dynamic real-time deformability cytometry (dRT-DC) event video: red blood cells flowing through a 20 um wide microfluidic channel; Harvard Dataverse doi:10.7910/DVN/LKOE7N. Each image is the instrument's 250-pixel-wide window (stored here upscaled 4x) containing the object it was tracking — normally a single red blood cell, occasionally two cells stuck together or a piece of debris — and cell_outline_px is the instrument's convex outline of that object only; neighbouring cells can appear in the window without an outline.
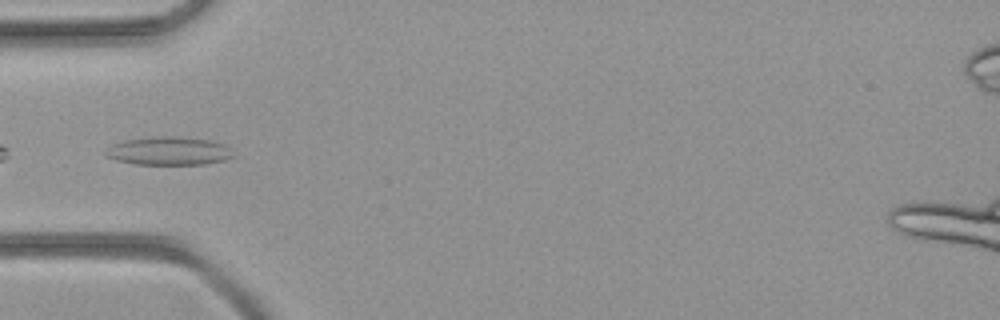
{"species": "common noctule bat (a hibernating species)", "species_latin": "Nyctalus noctula", "temperature_condition": "room temperature", "stored_images_in_passage": 35, "camera_frame_rate_fps": 3000, "um_per_image_px": 0.085, "animal": {"sex": "female", "body_mass_g": 21.9}, "frame": {"image": 1, "passage_image": 11, "time_ms": 3.333, "image_size_px": [1000, 320], "cell_outline_px": [[236, 156], [224, 160], [204, 164], [136, 164], [116, 160], [104, 156], [104, 152], [112, 144], [128, 140], [164, 136], [172, 136], [212, 140], [224, 144], [232, 148]], "centroid_in_image_um": [14.41, 12.84], "position_along_channel_um": 70.6, "area_um2": 21.04}}
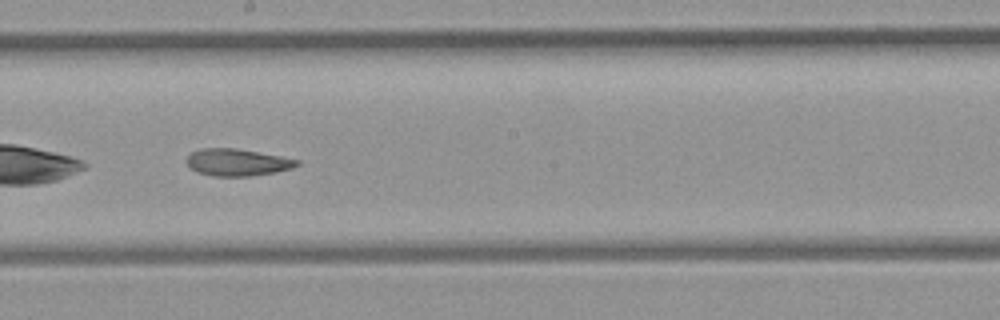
{"frame": {"image": 2, "passage_image": 21, "time_ms": 6.667, "image_size_px": [1000, 320], "cell_outline_px": [[300, 164], [292, 168], [276, 172], [252, 176], [212, 176], [196, 172], [184, 160], [192, 152], [200, 148], [236, 148], [280, 156], [300, 160]], "centroid_in_image_um": [20.16, 13.8], "position_along_channel_um": 228.0, "area_um2": 17.46}}
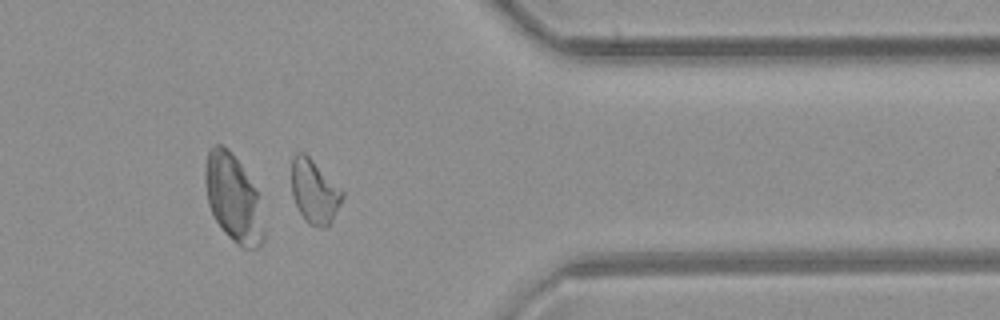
{"frame": {"image": 3, "passage_image": 32, "time_ms": 10.333, "image_size_px": [1000, 320], "cell_outline_px": [[344, 196], [332, 220], [324, 228], [320, 228], [308, 224], [304, 220], [292, 196], [292, 156], [296, 152], [304, 152], [344, 192]], "centroid_in_image_um": [26.71, 16.29], "position_along_channel_um": 384.7, "area_um2": 18.67}}